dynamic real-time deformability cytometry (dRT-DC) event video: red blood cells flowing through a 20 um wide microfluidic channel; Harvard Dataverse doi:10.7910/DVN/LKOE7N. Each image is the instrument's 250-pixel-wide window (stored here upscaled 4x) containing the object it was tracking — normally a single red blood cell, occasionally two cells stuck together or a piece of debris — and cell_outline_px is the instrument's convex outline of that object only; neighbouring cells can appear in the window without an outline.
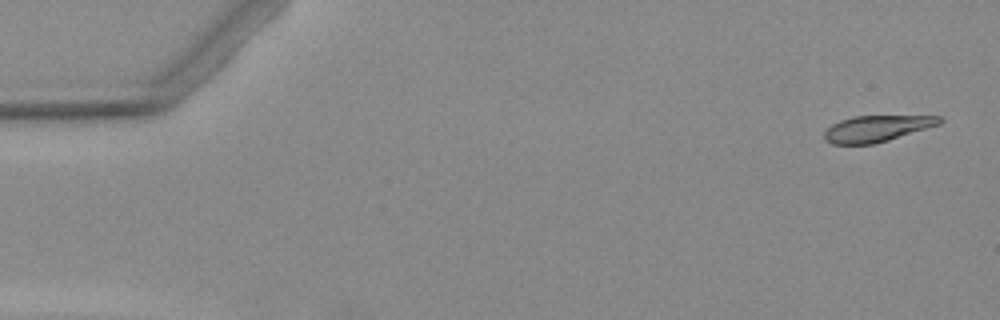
{"species": "Egyptian fruit bat (a non-hibernating species)", "species_latin": "Rousettus aegyptiacus", "temperature_condition": "warm", "stored_images_in_passage": 5, "camera_frame_rate_fps": 3000, "um_per_image_px": 0.085, "animal": {"sex": "female"}, "frame": {"image": 1, "passage_image": 1, "time_ms": 0.0, "image_size_px": [1000, 320], "cell_outline_px": [[944, 120], [940, 124], [888, 140], [872, 144], [832, 144], [824, 140], [824, 132], [832, 124], [840, 120], [852, 116], [940, 116]], "centroid_in_image_um": [74.5, 10.92], "position_along_channel_um": 10.5, "area_um2": 17.51}}
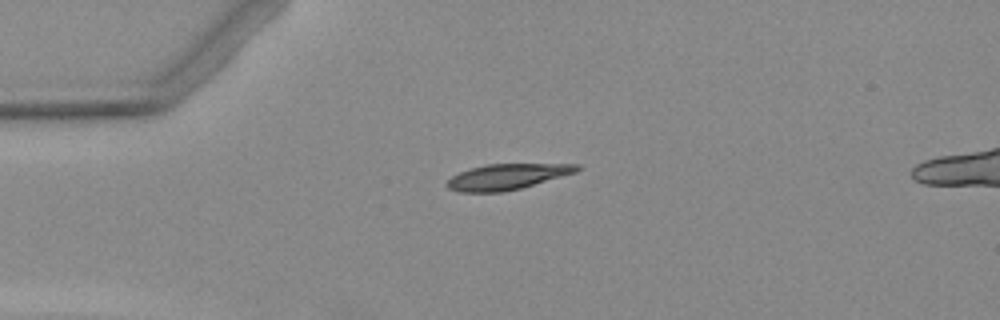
{"frame": {"image": 2, "passage_image": 4, "time_ms": 3.667, "image_size_px": [1000, 320], "cell_outline_px": [[580, 168], [576, 172], [520, 188], [504, 192], [460, 192], [448, 188], [444, 184], [452, 176], [460, 172], [472, 168], [488, 164], [580, 164]], "centroid_in_image_um": [43.07, 15.02], "position_along_channel_um": 41.9, "area_um2": 19.19}}